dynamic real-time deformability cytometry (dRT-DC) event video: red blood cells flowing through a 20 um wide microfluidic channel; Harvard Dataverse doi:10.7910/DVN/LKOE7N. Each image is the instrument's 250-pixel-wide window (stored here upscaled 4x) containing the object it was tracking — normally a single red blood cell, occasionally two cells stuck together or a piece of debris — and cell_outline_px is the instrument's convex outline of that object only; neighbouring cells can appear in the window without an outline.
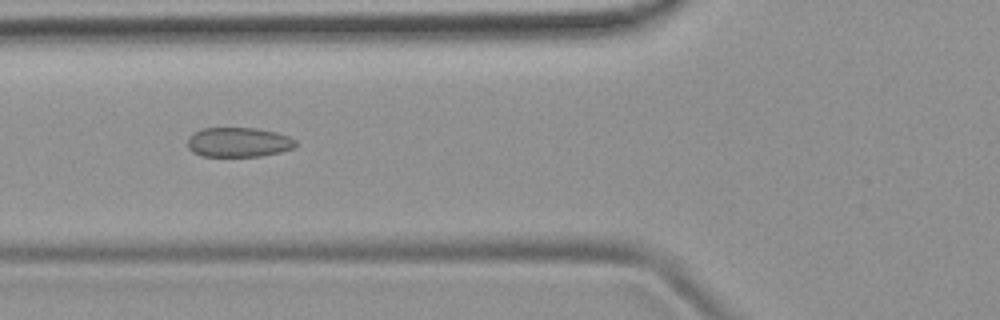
{"species": "common noctule bat (a hibernating species)", "species_latin": "Nyctalus noctula", "temperature_condition": "room temperature", "stored_images_in_passage": 45, "camera_frame_rate_fps": 3000, "um_per_image_px": 0.085, "animal": {"sex": "female", "body_mass_g": 19.9}, "frame": {"image": 1, "passage_image": 20, "time_ms": 6.333, "image_size_px": [1000, 320], "cell_outline_px": [[296, 144], [292, 148], [280, 152], [260, 156], [200, 156], [192, 152], [188, 148], [188, 136], [192, 132], [204, 128], [256, 128], [276, 132], [288, 136], [296, 140]], "centroid_in_image_um": [20.23, 12.09], "position_along_channel_um": 105.6, "area_um2": 18.73}}
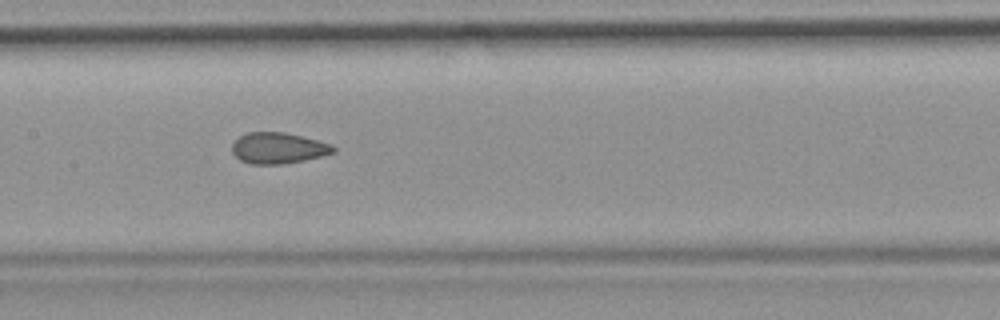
{"frame": {"image": 2, "passage_image": 26, "time_ms": 8.333, "image_size_px": [1000, 320], "cell_outline_px": [[336, 152], [304, 160], [284, 164], [248, 164], [240, 160], [232, 152], [232, 144], [240, 136], [248, 132], [284, 132], [332, 144], [336, 148]], "centroid_in_image_um": [23.64, 12.59], "position_along_channel_um": 183.8, "area_um2": 18.26}}
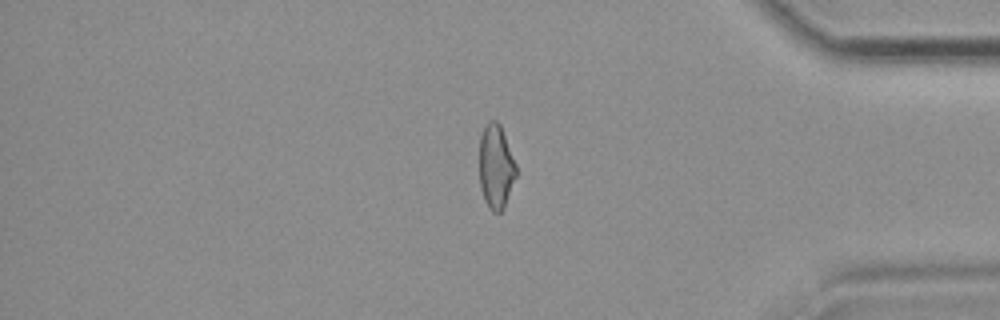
{"frame": {"image": 3, "passage_image": 44, "time_ms": 14.333, "image_size_px": [1000, 320], "cell_outline_px": [[516, 176], [504, 208], [500, 212], [492, 212], [488, 208], [484, 200], [480, 188], [480, 136], [484, 128], [492, 120], [496, 120], [500, 124], [516, 164]], "centroid_in_image_um": [42.15, 14.21], "position_along_channel_um": 393.0, "area_um2": 17.92}, "authors_computed_cell_mechanics": {"area_um2": 19.1318, "velocity_mm_per_s": 3.9006, "shape_relaxation_time_tau1_ms": null, "shape_relaxation_time_tau2_ms": 1.2182, "deformation_change_tau1": null, "deformation_change_tau2": 0.0681}}